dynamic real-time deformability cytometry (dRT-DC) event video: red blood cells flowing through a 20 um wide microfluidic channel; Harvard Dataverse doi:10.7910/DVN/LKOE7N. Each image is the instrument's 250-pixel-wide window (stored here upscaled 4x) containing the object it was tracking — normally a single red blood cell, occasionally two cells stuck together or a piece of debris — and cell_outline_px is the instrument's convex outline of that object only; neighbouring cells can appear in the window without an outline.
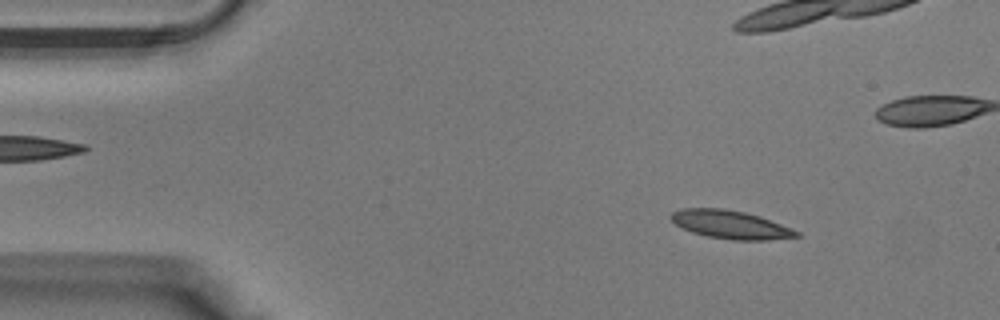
{"species": "Egyptian fruit bat (a non-hibernating species)", "species_latin": "Rousettus aegyptiacus", "temperature_condition": "warm", "stored_images_in_passage": 35, "camera_frame_rate_fps": 3000, "um_per_image_px": 0.085, "animal": {"sex": "male"}, "frame": {"image": 1, "passage_image": 1, "time_ms": 0.0, "image_size_px": [1000, 320], "cell_outline_px": [[800, 236], [768, 240], [732, 240], [708, 236], [692, 232], [676, 224], [668, 216], [672, 212], [680, 208], [724, 208], [744, 212], [760, 216], [800, 232]], "centroid_in_image_um": [62.07, 19.08], "position_along_channel_um": 22.9, "area_um2": 20.58}}
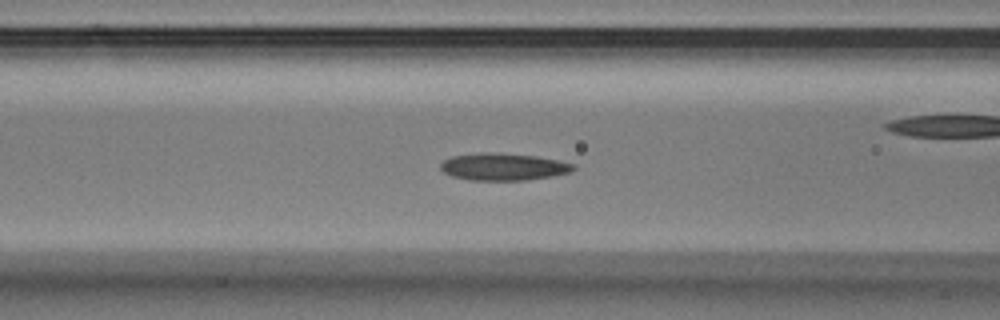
{"frame": {"image": 2, "passage_image": 11, "time_ms": 3.333, "image_size_px": [1000, 320], "cell_outline_px": [[576, 168], [572, 172], [552, 176], [528, 180], [468, 180], [452, 176], [444, 172], [440, 168], [440, 164], [444, 160], [452, 156], [536, 156], [576, 164]], "centroid_in_image_um": [42.87, 14.25], "position_along_channel_um": 123.7, "area_um2": 19.77}}